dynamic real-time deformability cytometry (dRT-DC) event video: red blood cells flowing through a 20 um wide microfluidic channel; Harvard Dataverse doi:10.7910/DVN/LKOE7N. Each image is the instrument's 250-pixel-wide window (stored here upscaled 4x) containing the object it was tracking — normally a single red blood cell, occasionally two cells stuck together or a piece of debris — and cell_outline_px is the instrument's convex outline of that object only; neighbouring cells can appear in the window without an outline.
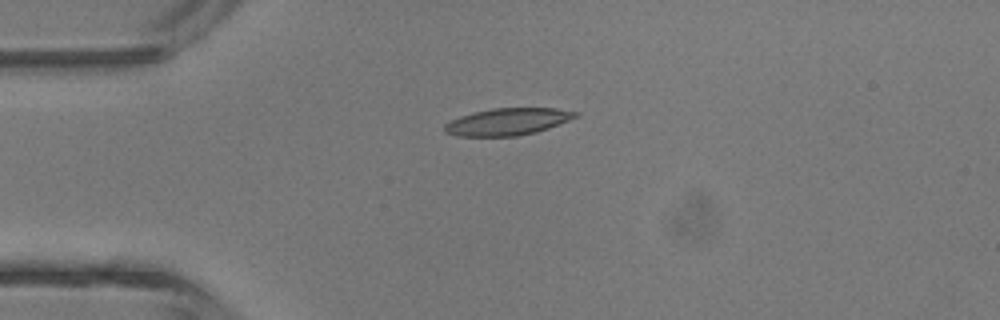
{"species": "common noctule bat (a hibernating species)", "species_latin": "Nyctalus noctula", "temperature_condition": "room temperature", "stored_images_in_passage": 5, "camera_frame_rate_fps": 3000, "um_per_image_px": 0.085, "animal": {"sex": "male", "body_mass_g": 13.3}, "frame": {"image": 1, "passage_image": 5, "time_ms": 5.667, "image_size_px": [1000, 320], "cell_outline_px": [[580, 116], [548, 128], [536, 132], [516, 136], [460, 136], [444, 132], [444, 124], [460, 116], [472, 112], [492, 108], [556, 108], [580, 112]], "centroid_in_image_um": [43.17, 10.33], "position_along_channel_um": 41.8, "area_um2": 20.69}}